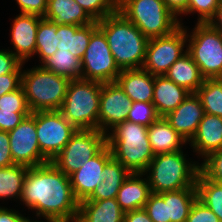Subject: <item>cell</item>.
<instances>
[{"label": "cell", "mask_w": 222, "mask_h": 222, "mask_svg": "<svg viewBox=\"0 0 222 222\" xmlns=\"http://www.w3.org/2000/svg\"><path fill=\"white\" fill-rule=\"evenodd\" d=\"M20 201L35 212L37 218L77 220L79 202L74 197L70 178L52 162L28 168Z\"/></svg>", "instance_id": "obj_1"}, {"label": "cell", "mask_w": 222, "mask_h": 222, "mask_svg": "<svg viewBox=\"0 0 222 222\" xmlns=\"http://www.w3.org/2000/svg\"><path fill=\"white\" fill-rule=\"evenodd\" d=\"M120 70L139 69L145 59L148 38L120 11L97 21Z\"/></svg>", "instance_id": "obj_2"}, {"label": "cell", "mask_w": 222, "mask_h": 222, "mask_svg": "<svg viewBox=\"0 0 222 222\" xmlns=\"http://www.w3.org/2000/svg\"><path fill=\"white\" fill-rule=\"evenodd\" d=\"M106 133L112 157L130 173H143L154 158L148 127L130 121L116 124Z\"/></svg>", "instance_id": "obj_3"}, {"label": "cell", "mask_w": 222, "mask_h": 222, "mask_svg": "<svg viewBox=\"0 0 222 222\" xmlns=\"http://www.w3.org/2000/svg\"><path fill=\"white\" fill-rule=\"evenodd\" d=\"M183 150L155 155L143 172L147 177L151 193L197 188L196 179L200 163L189 161Z\"/></svg>", "instance_id": "obj_4"}, {"label": "cell", "mask_w": 222, "mask_h": 222, "mask_svg": "<svg viewBox=\"0 0 222 222\" xmlns=\"http://www.w3.org/2000/svg\"><path fill=\"white\" fill-rule=\"evenodd\" d=\"M70 79L43 69L40 65L22 70V84L31 112L61 109Z\"/></svg>", "instance_id": "obj_5"}, {"label": "cell", "mask_w": 222, "mask_h": 222, "mask_svg": "<svg viewBox=\"0 0 222 222\" xmlns=\"http://www.w3.org/2000/svg\"><path fill=\"white\" fill-rule=\"evenodd\" d=\"M101 82L86 79L70 81L59 110L77 130L98 129Z\"/></svg>", "instance_id": "obj_6"}, {"label": "cell", "mask_w": 222, "mask_h": 222, "mask_svg": "<svg viewBox=\"0 0 222 222\" xmlns=\"http://www.w3.org/2000/svg\"><path fill=\"white\" fill-rule=\"evenodd\" d=\"M119 11L148 39L169 35L183 26L163 0H130Z\"/></svg>", "instance_id": "obj_7"}, {"label": "cell", "mask_w": 222, "mask_h": 222, "mask_svg": "<svg viewBox=\"0 0 222 222\" xmlns=\"http://www.w3.org/2000/svg\"><path fill=\"white\" fill-rule=\"evenodd\" d=\"M186 35L187 53L200 68L202 76L222 79V32L209 23H196L190 33L186 28Z\"/></svg>", "instance_id": "obj_8"}, {"label": "cell", "mask_w": 222, "mask_h": 222, "mask_svg": "<svg viewBox=\"0 0 222 222\" xmlns=\"http://www.w3.org/2000/svg\"><path fill=\"white\" fill-rule=\"evenodd\" d=\"M106 145V134L100 130H77L51 162L66 176H70L96 156Z\"/></svg>", "instance_id": "obj_9"}, {"label": "cell", "mask_w": 222, "mask_h": 222, "mask_svg": "<svg viewBox=\"0 0 222 222\" xmlns=\"http://www.w3.org/2000/svg\"><path fill=\"white\" fill-rule=\"evenodd\" d=\"M81 65L82 79L101 83L116 82L121 72L115 63L107 38L99 27L91 34Z\"/></svg>", "instance_id": "obj_10"}, {"label": "cell", "mask_w": 222, "mask_h": 222, "mask_svg": "<svg viewBox=\"0 0 222 222\" xmlns=\"http://www.w3.org/2000/svg\"><path fill=\"white\" fill-rule=\"evenodd\" d=\"M180 26L173 33L148 40L142 69L151 75H165L168 69L186 52V27ZM186 45V46H185Z\"/></svg>", "instance_id": "obj_11"}, {"label": "cell", "mask_w": 222, "mask_h": 222, "mask_svg": "<svg viewBox=\"0 0 222 222\" xmlns=\"http://www.w3.org/2000/svg\"><path fill=\"white\" fill-rule=\"evenodd\" d=\"M35 124L40 151L50 162L77 131L59 110L35 112Z\"/></svg>", "instance_id": "obj_12"}, {"label": "cell", "mask_w": 222, "mask_h": 222, "mask_svg": "<svg viewBox=\"0 0 222 222\" xmlns=\"http://www.w3.org/2000/svg\"><path fill=\"white\" fill-rule=\"evenodd\" d=\"M8 133L11 155L15 164L34 167L50 162L40 151L35 112H31L15 129Z\"/></svg>", "instance_id": "obj_13"}, {"label": "cell", "mask_w": 222, "mask_h": 222, "mask_svg": "<svg viewBox=\"0 0 222 222\" xmlns=\"http://www.w3.org/2000/svg\"><path fill=\"white\" fill-rule=\"evenodd\" d=\"M132 101L117 82L102 83L98 130L107 133L116 124L127 121Z\"/></svg>", "instance_id": "obj_14"}, {"label": "cell", "mask_w": 222, "mask_h": 222, "mask_svg": "<svg viewBox=\"0 0 222 222\" xmlns=\"http://www.w3.org/2000/svg\"><path fill=\"white\" fill-rule=\"evenodd\" d=\"M111 158V150L106 145L96 156L69 176L74 197L78 202L88 199L96 186L103 181V168Z\"/></svg>", "instance_id": "obj_15"}, {"label": "cell", "mask_w": 222, "mask_h": 222, "mask_svg": "<svg viewBox=\"0 0 222 222\" xmlns=\"http://www.w3.org/2000/svg\"><path fill=\"white\" fill-rule=\"evenodd\" d=\"M205 112L200 98L191 93L175 110L164 118L172 128L188 143L195 136Z\"/></svg>", "instance_id": "obj_16"}, {"label": "cell", "mask_w": 222, "mask_h": 222, "mask_svg": "<svg viewBox=\"0 0 222 222\" xmlns=\"http://www.w3.org/2000/svg\"><path fill=\"white\" fill-rule=\"evenodd\" d=\"M41 16L35 14L17 15L11 28V43L13 49L10 50L23 64L32 58L36 52V34Z\"/></svg>", "instance_id": "obj_17"}, {"label": "cell", "mask_w": 222, "mask_h": 222, "mask_svg": "<svg viewBox=\"0 0 222 222\" xmlns=\"http://www.w3.org/2000/svg\"><path fill=\"white\" fill-rule=\"evenodd\" d=\"M193 152L204 160L222 148V117L205 113L195 136L188 143Z\"/></svg>", "instance_id": "obj_18"}, {"label": "cell", "mask_w": 222, "mask_h": 222, "mask_svg": "<svg viewBox=\"0 0 222 222\" xmlns=\"http://www.w3.org/2000/svg\"><path fill=\"white\" fill-rule=\"evenodd\" d=\"M155 76L139 69L121 70L116 82L132 102L152 103Z\"/></svg>", "instance_id": "obj_19"}, {"label": "cell", "mask_w": 222, "mask_h": 222, "mask_svg": "<svg viewBox=\"0 0 222 222\" xmlns=\"http://www.w3.org/2000/svg\"><path fill=\"white\" fill-rule=\"evenodd\" d=\"M190 94L165 75L155 76L152 103L160 117L175 110Z\"/></svg>", "instance_id": "obj_20"}, {"label": "cell", "mask_w": 222, "mask_h": 222, "mask_svg": "<svg viewBox=\"0 0 222 222\" xmlns=\"http://www.w3.org/2000/svg\"><path fill=\"white\" fill-rule=\"evenodd\" d=\"M143 173H130L124 180L117 195V202L120 208L126 213L142 209L151 194L147 178Z\"/></svg>", "instance_id": "obj_21"}, {"label": "cell", "mask_w": 222, "mask_h": 222, "mask_svg": "<svg viewBox=\"0 0 222 222\" xmlns=\"http://www.w3.org/2000/svg\"><path fill=\"white\" fill-rule=\"evenodd\" d=\"M124 215L116 198L81 201L76 222H123Z\"/></svg>", "instance_id": "obj_22"}, {"label": "cell", "mask_w": 222, "mask_h": 222, "mask_svg": "<svg viewBox=\"0 0 222 222\" xmlns=\"http://www.w3.org/2000/svg\"><path fill=\"white\" fill-rule=\"evenodd\" d=\"M148 138L154 155L181 151L188 144L164 117H159L148 127Z\"/></svg>", "instance_id": "obj_23"}, {"label": "cell", "mask_w": 222, "mask_h": 222, "mask_svg": "<svg viewBox=\"0 0 222 222\" xmlns=\"http://www.w3.org/2000/svg\"><path fill=\"white\" fill-rule=\"evenodd\" d=\"M98 28L97 21L85 26L58 24L57 50H69L73 55L82 59L91 34Z\"/></svg>", "instance_id": "obj_24"}, {"label": "cell", "mask_w": 222, "mask_h": 222, "mask_svg": "<svg viewBox=\"0 0 222 222\" xmlns=\"http://www.w3.org/2000/svg\"><path fill=\"white\" fill-rule=\"evenodd\" d=\"M44 18L57 24L85 26L94 22L75 0H48Z\"/></svg>", "instance_id": "obj_25"}, {"label": "cell", "mask_w": 222, "mask_h": 222, "mask_svg": "<svg viewBox=\"0 0 222 222\" xmlns=\"http://www.w3.org/2000/svg\"><path fill=\"white\" fill-rule=\"evenodd\" d=\"M130 172L113 157L105 164L101 175L102 182L96 186L92 195L84 201H99L117 198L118 191Z\"/></svg>", "instance_id": "obj_26"}, {"label": "cell", "mask_w": 222, "mask_h": 222, "mask_svg": "<svg viewBox=\"0 0 222 222\" xmlns=\"http://www.w3.org/2000/svg\"><path fill=\"white\" fill-rule=\"evenodd\" d=\"M165 76L190 93H196L205 81L200 68L187 52L168 69Z\"/></svg>", "instance_id": "obj_27"}, {"label": "cell", "mask_w": 222, "mask_h": 222, "mask_svg": "<svg viewBox=\"0 0 222 222\" xmlns=\"http://www.w3.org/2000/svg\"><path fill=\"white\" fill-rule=\"evenodd\" d=\"M167 203V222H185L198 198L197 188H183L159 194Z\"/></svg>", "instance_id": "obj_28"}, {"label": "cell", "mask_w": 222, "mask_h": 222, "mask_svg": "<svg viewBox=\"0 0 222 222\" xmlns=\"http://www.w3.org/2000/svg\"><path fill=\"white\" fill-rule=\"evenodd\" d=\"M40 66L70 80L80 79L82 76L81 59L69 50H57L52 56L45 59Z\"/></svg>", "instance_id": "obj_29"}, {"label": "cell", "mask_w": 222, "mask_h": 222, "mask_svg": "<svg viewBox=\"0 0 222 222\" xmlns=\"http://www.w3.org/2000/svg\"><path fill=\"white\" fill-rule=\"evenodd\" d=\"M28 168L21 164L0 168V199H21Z\"/></svg>", "instance_id": "obj_30"}, {"label": "cell", "mask_w": 222, "mask_h": 222, "mask_svg": "<svg viewBox=\"0 0 222 222\" xmlns=\"http://www.w3.org/2000/svg\"><path fill=\"white\" fill-rule=\"evenodd\" d=\"M59 42L58 24L42 17L37 28L35 52L41 63L57 51Z\"/></svg>", "instance_id": "obj_31"}, {"label": "cell", "mask_w": 222, "mask_h": 222, "mask_svg": "<svg viewBox=\"0 0 222 222\" xmlns=\"http://www.w3.org/2000/svg\"><path fill=\"white\" fill-rule=\"evenodd\" d=\"M198 199L222 222V184L207 178L199 171L196 179Z\"/></svg>", "instance_id": "obj_32"}, {"label": "cell", "mask_w": 222, "mask_h": 222, "mask_svg": "<svg viewBox=\"0 0 222 222\" xmlns=\"http://www.w3.org/2000/svg\"><path fill=\"white\" fill-rule=\"evenodd\" d=\"M196 95L205 113L222 117V79H205Z\"/></svg>", "instance_id": "obj_33"}, {"label": "cell", "mask_w": 222, "mask_h": 222, "mask_svg": "<svg viewBox=\"0 0 222 222\" xmlns=\"http://www.w3.org/2000/svg\"><path fill=\"white\" fill-rule=\"evenodd\" d=\"M159 117L153 103L132 102L127 121L149 127Z\"/></svg>", "instance_id": "obj_34"}, {"label": "cell", "mask_w": 222, "mask_h": 222, "mask_svg": "<svg viewBox=\"0 0 222 222\" xmlns=\"http://www.w3.org/2000/svg\"><path fill=\"white\" fill-rule=\"evenodd\" d=\"M94 20L99 21L115 13L112 0H75Z\"/></svg>", "instance_id": "obj_35"}, {"label": "cell", "mask_w": 222, "mask_h": 222, "mask_svg": "<svg viewBox=\"0 0 222 222\" xmlns=\"http://www.w3.org/2000/svg\"><path fill=\"white\" fill-rule=\"evenodd\" d=\"M219 0H189L183 15L198 13L197 23H208L215 15Z\"/></svg>", "instance_id": "obj_36"}, {"label": "cell", "mask_w": 222, "mask_h": 222, "mask_svg": "<svg viewBox=\"0 0 222 222\" xmlns=\"http://www.w3.org/2000/svg\"><path fill=\"white\" fill-rule=\"evenodd\" d=\"M0 110H14V113H31L22 86L0 97Z\"/></svg>", "instance_id": "obj_37"}, {"label": "cell", "mask_w": 222, "mask_h": 222, "mask_svg": "<svg viewBox=\"0 0 222 222\" xmlns=\"http://www.w3.org/2000/svg\"><path fill=\"white\" fill-rule=\"evenodd\" d=\"M200 171L207 178L222 184V148L212 152L203 160Z\"/></svg>", "instance_id": "obj_38"}, {"label": "cell", "mask_w": 222, "mask_h": 222, "mask_svg": "<svg viewBox=\"0 0 222 222\" xmlns=\"http://www.w3.org/2000/svg\"><path fill=\"white\" fill-rule=\"evenodd\" d=\"M143 208L153 222H167V203L158 193H151Z\"/></svg>", "instance_id": "obj_39"}, {"label": "cell", "mask_w": 222, "mask_h": 222, "mask_svg": "<svg viewBox=\"0 0 222 222\" xmlns=\"http://www.w3.org/2000/svg\"><path fill=\"white\" fill-rule=\"evenodd\" d=\"M185 222H220V220L212 210L197 198Z\"/></svg>", "instance_id": "obj_40"}, {"label": "cell", "mask_w": 222, "mask_h": 222, "mask_svg": "<svg viewBox=\"0 0 222 222\" xmlns=\"http://www.w3.org/2000/svg\"><path fill=\"white\" fill-rule=\"evenodd\" d=\"M23 63L9 49H0V76L22 73Z\"/></svg>", "instance_id": "obj_41"}, {"label": "cell", "mask_w": 222, "mask_h": 222, "mask_svg": "<svg viewBox=\"0 0 222 222\" xmlns=\"http://www.w3.org/2000/svg\"><path fill=\"white\" fill-rule=\"evenodd\" d=\"M31 113H14V110H0V130L15 129Z\"/></svg>", "instance_id": "obj_42"}, {"label": "cell", "mask_w": 222, "mask_h": 222, "mask_svg": "<svg viewBox=\"0 0 222 222\" xmlns=\"http://www.w3.org/2000/svg\"><path fill=\"white\" fill-rule=\"evenodd\" d=\"M21 14H35L44 17L48 0H16Z\"/></svg>", "instance_id": "obj_43"}, {"label": "cell", "mask_w": 222, "mask_h": 222, "mask_svg": "<svg viewBox=\"0 0 222 222\" xmlns=\"http://www.w3.org/2000/svg\"><path fill=\"white\" fill-rule=\"evenodd\" d=\"M22 73H9L0 76V97L21 87Z\"/></svg>", "instance_id": "obj_44"}, {"label": "cell", "mask_w": 222, "mask_h": 222, "mask_svg": "<svg viewBox=\"0 0 222 222\" xmlns=\"http://www.w3.org/2000/svg\"><path fill=\"white\" fill-rule=\"evenodd\" d=\"M11 150L9 133L0 130V168L14 165Z\"/></svg>", "instance_id": "obj_45"}, {"label": "cell", "mask_w": 222, "mask_h": 222, "mask_svg": "<svg viewBox=\"0 0 222 222\" xmlns=\"http://www.w3.org/2000/svg\"><path fill=\"white\" fill-rule=\"evenodd\" d=\"M26 218L15 209L0 206V222H26Z\"/></svg>", "instance_id": "obj_46"}, {"label": "cell", "mask_w": 222, "mask_h": 222, "mask_svg": "<svg viewBox=\"0 0 222 222\" xmlns=\"http://www.w3.org/2000/svg\"><path fill=\"white\" fill-rule=\"evenodd\" d=\"M163 2L176 17L183 15L189 4V0H163Z\"/></svg>", "instance_id": "obj_47"}, {"label": "cell", "mask_w": 222, "mask_h": 222, "mask_svg": "<svg viewBox=\"0 0 222 222\" xmlns=\"http://www.w3.org/2000/svg\"><path fill=\"white\" fill-rule=\"evenodd\" d=\"M123 222H153L144 208L126 212Z\"/></svg>", "instance_id": "obj_48"}, {"label": "cell", "mask_w": 222, "mask_h": 222, "mask_svg": "<svg viewBox=\"0 0 222 222\" xmlns=\"http://www.w3.org/2000/svg\"><path fill=\"white\" fill-rule=\"evenodd\" d=\"M214 29L222 32V0H219L214 17L208 22Z\"/></svg>", "instance_id": "obj_49"}, {"label": "cell", "mask_w": 222, "mask_h": 222, "mask_svg": "<svg viewBox=\"0 0 222 222\" xmlns=\"http://www.w3.org/2000/svg\"><path fill=\"white\" fill-rule=\"evenodd\" d=\"M130 0H112L113 5L117 11H119Z\"/></svg>", "instance_id": "obj_50"}, {"label": "cell", "mask_w": 222, "mask_h": 222, "mask_svg": "<svg viewBox=\"0 0 222 222\" xmlns=\"http://www.w3.org/2000/svg\"><path fill=\"white\" fill-rule=\"evenodd\" d=\"M44 219H46L45 220L46 222H63V221H60V220H58L56 218H52V217H44ZM26 222H43V221L32 220V219H29V217H27Z\"/></svg>", "instance_id": "obj_51"}]
</instances>
